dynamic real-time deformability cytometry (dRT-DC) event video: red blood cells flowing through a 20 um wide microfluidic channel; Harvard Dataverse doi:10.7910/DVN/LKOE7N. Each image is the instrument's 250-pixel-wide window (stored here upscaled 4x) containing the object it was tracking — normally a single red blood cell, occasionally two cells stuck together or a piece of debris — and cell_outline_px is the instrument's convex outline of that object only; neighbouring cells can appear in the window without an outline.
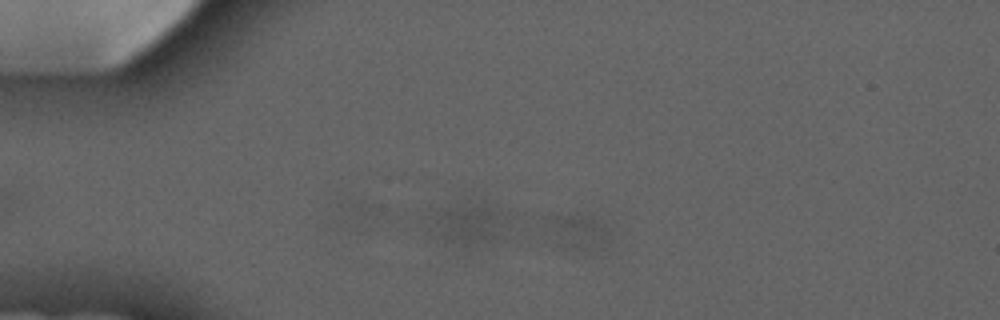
{"species": "common noctule bat (a hibernating species)", "species_latin": "Nyctalus noctula", "temperature_condition": "cold", "stored_images_in_passage": 4, "camera_frame_rate_fps": 3000, "um_per_image_px": 0.085, "animal": {"sex": "male", "forearm_length_mm": 52.5}, "frame": {"image": 1, "passage_image": 3, "time_ms": 2.333, "image_size_px": [1000, 320], "cell_outline_px": [[608, 236], [604, 248], [584, 252], [580, 252], [564, 248], [556, 244], [540, 216], [576, 212], [592, 216], [600, 220], [608, 228]], "centroid_in_image_um": [49.03, 19.66], "position_along_channel_um": 36.0, "area_um2": 14.16}}